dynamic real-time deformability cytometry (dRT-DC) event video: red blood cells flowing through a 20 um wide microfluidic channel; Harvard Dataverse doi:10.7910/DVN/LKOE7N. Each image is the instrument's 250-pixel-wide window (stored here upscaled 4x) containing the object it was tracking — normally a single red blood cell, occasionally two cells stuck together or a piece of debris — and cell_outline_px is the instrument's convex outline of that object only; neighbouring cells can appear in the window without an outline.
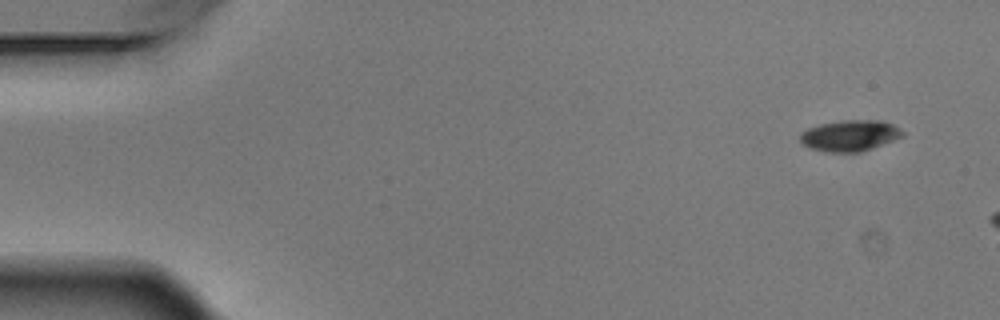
{"species": "Egyptian fruit bat (a non-hibernating species)", "species_latin": "Rousettus aegyptiacus", "temperature_condition": "warm", "stored_images_in_passage": 7, "camera_frame_rate_fps": 3000, "um_per_image_px": 0.085, "animal": {"sex": "male"}, "frame": {"image": 1, "passage_image": 1, "time_ms": 0.0, "image_size_px": [1000, 320], "cell_outline_px": [[904, 136], [872, 148], [860, 152], [824, 152], [808, 148], [800, 140], [800, 132], [808, 128], [820, 124], [844, 120], [880, 120], [892, 124], [900, 128], [904, 132]], "centroid_in_image_um": [72.23, 11.53], "position_along_channel_um": 12.8, "area_um2": 18.61}}